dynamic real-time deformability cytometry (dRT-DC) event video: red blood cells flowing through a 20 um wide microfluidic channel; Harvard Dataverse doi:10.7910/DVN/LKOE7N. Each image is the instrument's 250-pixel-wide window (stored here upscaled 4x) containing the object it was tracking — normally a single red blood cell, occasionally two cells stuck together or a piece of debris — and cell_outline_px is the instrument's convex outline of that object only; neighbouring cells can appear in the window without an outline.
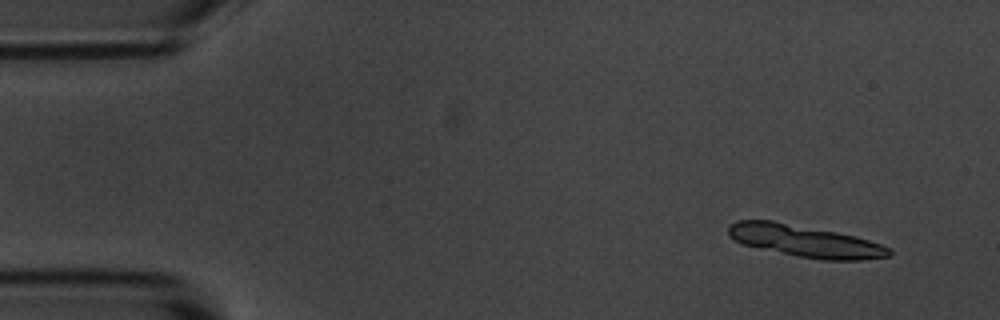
{"species": "common noctule bat (a hibernating species)", "species_latin": "Nyctalus noctula", "temperature_condition": "room temperature", "stored_images_in_passage": 51, "camera_frame_rate_fps": 3000, "um_per_image_px": 0.085, "animal": {"sex": "male", "body_mass_g": 20.1, "forearm_length_mm": 53.5}, "frame": {"image": 1, "passage_image": 1, "time_ms": 0.0, "image_size_px": [1000, 320], "cell_outline_px": [[892, 252], [888, 256], [860, 260], [820, 260], [796, 256], [760, 248], [744, 244], [728, 236], [728, 224], [736, 220], [772, 220], [836, 232], [856, 236], [892, 248]], "centroid_in_image_um": [68.41, 20.48], "position_along_channel_um": 16.6, "area_um2": 29.82}}
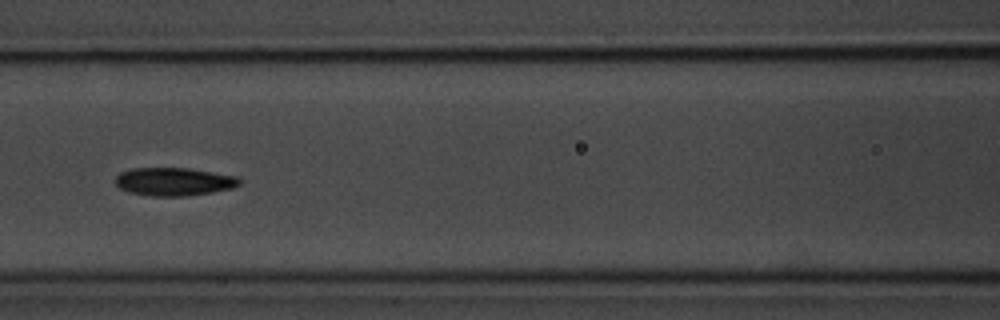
{"frame": {"image": 2, "passage_image": 21, "time_ms": 6.667, "image_size_px": [1000, 320], "cell_outline_px": [[240, 184], [232, 188], [212, 192], [188, 196], [152, 196], [128, 192], [120, 188], [116, 184], [116, 176], [120, 172], [132, 168], [188, 168], [240, 176]], "centroid_in_image_um": [14.8, 15.43], "position_along_channel_um": 151.8, "area_um2": 20.46}}
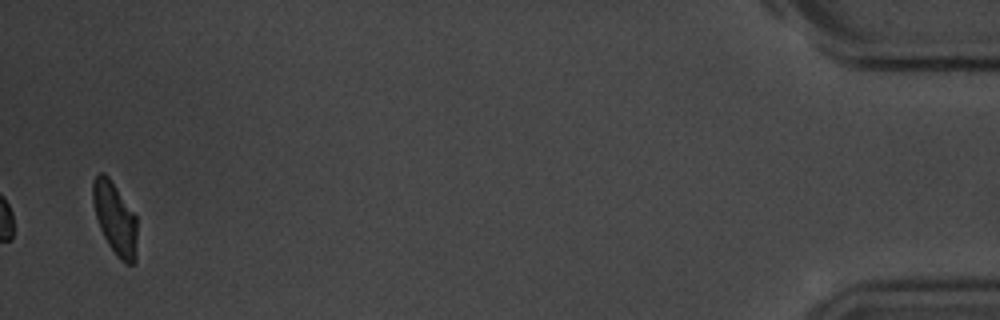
{"frame": {"image": 3, "passage_image": 51, "time_ms": 16.667, "image_size_px": [1000, 320], "cell_outline_px": [[136, 260], [132, 264], [124, 264], [116, 256], [108, 244], [100, 228], [96, 216], [92, 200], [92, 184], [96, 176], [100, 172], [104, 172], [108, 176], [136, 216]], "centroid_in_image_um": [9.77, 18.59], "position_along_channel_um": 425.4, "area_um2": 18.5}}